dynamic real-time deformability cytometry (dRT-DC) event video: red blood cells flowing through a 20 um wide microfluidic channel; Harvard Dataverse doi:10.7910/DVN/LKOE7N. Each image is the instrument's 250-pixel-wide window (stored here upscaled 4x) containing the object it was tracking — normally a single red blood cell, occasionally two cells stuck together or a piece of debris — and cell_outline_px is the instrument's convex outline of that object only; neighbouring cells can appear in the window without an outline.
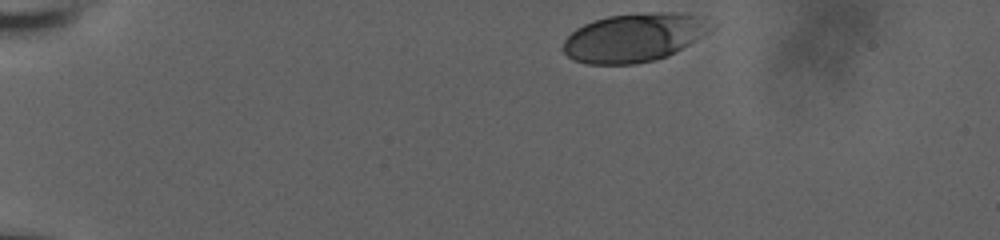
{"species": "human", "species_latin": "Homo sapiens", "temperature_condition": "room temperature", "stored_images_in_passage": 39, "camera_frame_rate_fps": 3000, "um_per_image_px": 0.085, "donor": {"sex": "male"}, "frame": {"image": 1, "passage_image": 1, "time_ms": 0.0, "image_size_px": [1000, 240], "cell_outline_px": [[716, 28], [668, 56], [656, 60], [636, 64], [588, 64], [572, 60], [560, 48], [564, 40], [576, 28], [584, 24], [608, 16], [652, 12], [684, 12], [704, 16], [716, 24]], "centroid_in_image_um": [53.95, 3.18], "position_along_channel_um": 31.0, "area_um2": 42.43}}
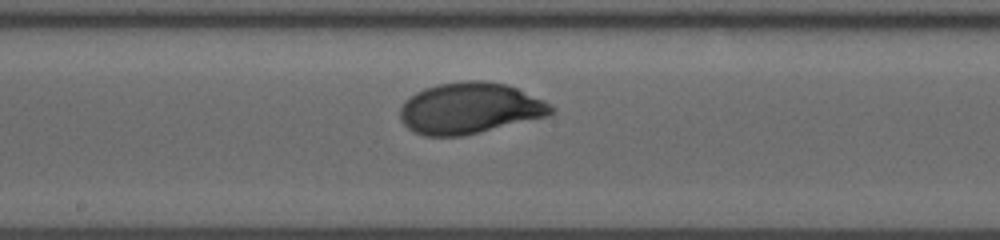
{"frame": {"image": 2, "passage_image": 23, "time_ms": 7.333, "image_size_px": [1000, 240], "cell_outline_px": [[556, 108], [548, 116], [464, 136], [424, 136], [412, 132], [400, 120], [400, 108], [404, 100], [416, 92], [424, 88], [436, 84], [464, 80], [484, 80], [508, 84], [544, 100]], "centroid_in_image_um": [39.91, 9.2], "position_along_channel_um": 208.3, "area_um2": 45.49}}
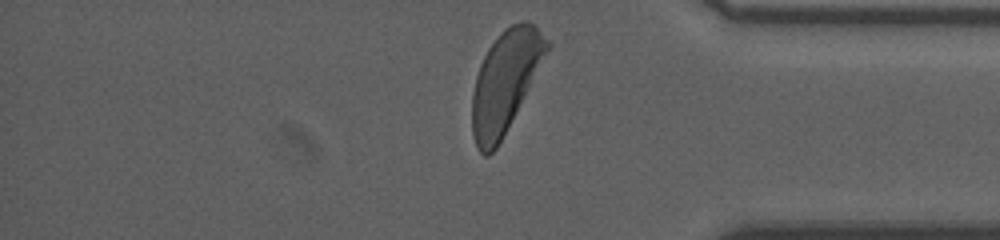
{"frame": {"image": 3, "passage_image": 39, "time_ms": 12.667, "image_size_px": [1000, 240], "cell_outline_px": [[552, 44], [496, 148], [488, 156], [484, 156], [476, 148], [472, 132], [472, 92], [476, 76], [480, 64], [488, 48], [500, 32], [504, 28], [520, 20], [528, 20]], "centroid_in_image_um": [42.92, 6.91], "position_along_channel_um": 392.3, "area_um2": 43.47}, "authors_computed_cell_mechanics": {"area_um2": 44.1014, "velocity_mm_per_s": 3.6844, "shape_relaxation_time_tau1_ms": 2.7945, "shape_relaxation_time_tau2_ms": null, "deformation_change_tau1": 0.1605, "deformation_change_tau2": null}}